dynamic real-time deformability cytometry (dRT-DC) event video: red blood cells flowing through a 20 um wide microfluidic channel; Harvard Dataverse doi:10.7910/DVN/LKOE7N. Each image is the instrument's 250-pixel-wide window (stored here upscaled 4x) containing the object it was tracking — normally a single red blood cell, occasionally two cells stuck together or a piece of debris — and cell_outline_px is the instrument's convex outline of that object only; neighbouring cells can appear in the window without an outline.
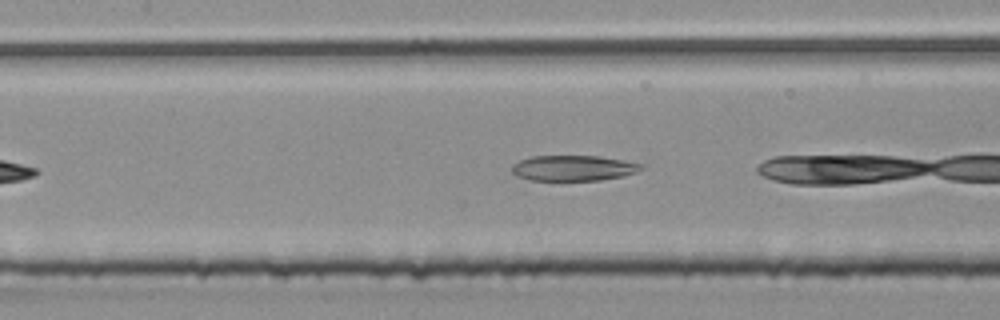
{"species": "common noctule bat (a hibernating species)", "species_latin": "Nyctalus noctula", "temperature_condition": "room temperature", "stored_images_in_passage": 7, "camera_frame_rate_fps": 3000, "um_per_image_px": 0.085, "animal": {"sex": "male", "body_mass_g": 20.4}, "frame": {"image": 1, "passage_image": 6, "time_ms": 1.667, "image_size_px": [1000, 320], "cell_outline_px": [[644, 168], [636, 172], [624, 176], [600, 180], [528, 180], [516, 176], [512, 172], [512, 164], [520, 160], [532, 156], [600, 156], [624, 160], [644, 164]], "centroid_in_image_um": [48.75, 14.28], "position_along_channel_um": 158.7, "area_um2": 19.36}}